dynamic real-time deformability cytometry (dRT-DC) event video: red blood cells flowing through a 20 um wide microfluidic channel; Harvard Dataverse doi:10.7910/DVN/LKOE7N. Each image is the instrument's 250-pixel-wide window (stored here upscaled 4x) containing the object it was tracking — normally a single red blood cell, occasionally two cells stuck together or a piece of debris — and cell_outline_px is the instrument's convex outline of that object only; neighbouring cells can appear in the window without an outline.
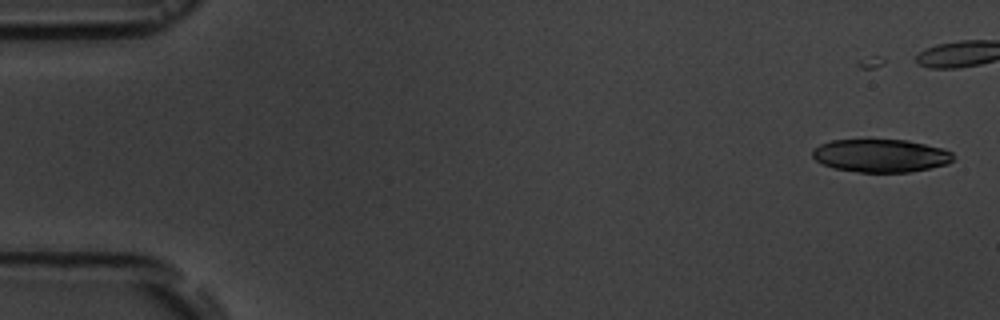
{"species": "common noctule bat (a hibernating species)", "species_latin": "Nyctalus noctula", "temperature_condition": "room temperature", "stored_images_in_passage": 7, "camera_frame_rate_fps": 3000, "um_per_image_px": 0.085, "animal": {"sex": "male", "body_mass_g": 19.5, "forearm_length_mm": 54.6}, "frame": {"image": 1, "passage_image": 2, "time_ms": 1.0, "image_size_px": [1000, 320], "cell_outline_px": [[952, 160], [948, 164], [908, 172], [860, 172], [832, 168], [816, 160], [812, 156], [812, 148], [820, 144], [832, 140], [908, 140], [940, 148], [952, 152]], "centroid_in_image_um": [74.82, 13.23], "position_along_channel_um": 10.2, "area_um2": 26.88}}
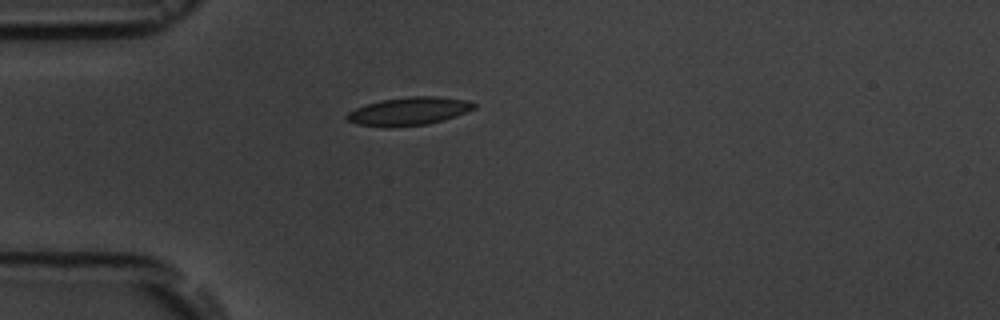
{"frame": {"image": 2, "passage_image": 7, "time_ms": 8.333, "image_size_px": [1000, 320], "cell_outline_px": [[476, 108], [456, 116], [428, 124], [392, 128], [388, 128], [356, 124], [348, 120], [344, 116], [348, 112], [356, 108], [380, 100], [408, 96], [436, 96], [468, 100], [476, 104]], "centroid_in_image_um": [34.75, 9.46], "position_along_channel_um": 50.3, "area_um2": 21.04}}